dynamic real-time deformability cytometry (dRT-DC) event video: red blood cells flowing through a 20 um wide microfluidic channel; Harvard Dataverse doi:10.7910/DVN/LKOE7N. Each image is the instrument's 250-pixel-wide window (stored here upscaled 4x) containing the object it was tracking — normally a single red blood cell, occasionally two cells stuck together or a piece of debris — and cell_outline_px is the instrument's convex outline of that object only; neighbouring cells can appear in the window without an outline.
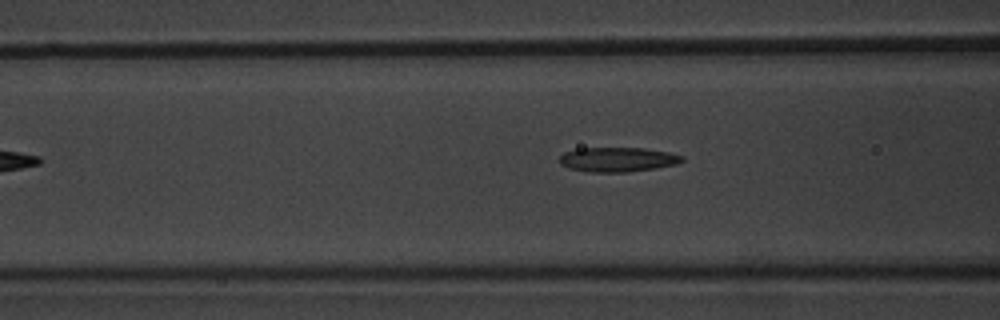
{"species": "common noctule bat (a hibernating species)", "species_latin": "Nyctalus noctula", "temperature_condition": "warm", "stored_images_in_passage": 35, "camera_frame_rate_fps": 3000, "um_per_image_px": 0.085, "animal": {"sex": "male", "body_mass_g": 20.1, "forearm_length_mm": 53.5}, "frame": {"image": 1, "passage_image": 10, "time_ms": 3.0, "image_size_px": [1000, 320], "cell_outline_px": [[684, 160], [676, 164], [656, 168], [628, 172], [588, 172], [568, 168], [560, 164], [560, 156], [564, 152], [576, 148], [644, 148], [668, 152], [684, 156]], "centroid_in_image_um": [52.48, 13.56], "position_along_channel_um": 114.1, "area_um2": 17.63}}
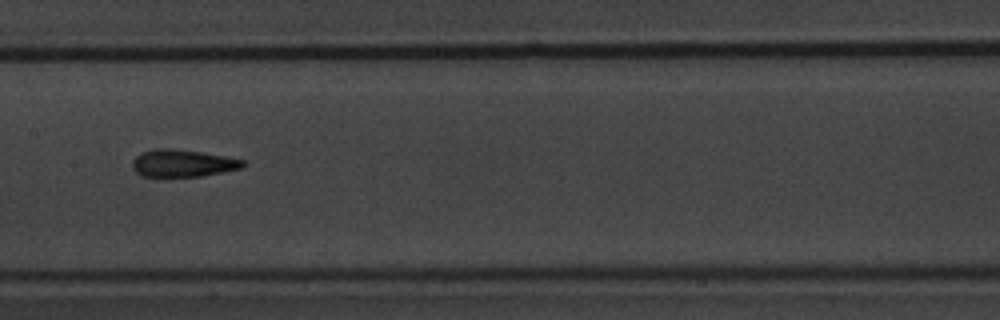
{"frame": {"image": 2, "passage_image": 16, "time_ms": 5.0, "image_size_px": [1000, 320], "cell_outline_px": [[248, 164], [244, 168], [200, 176], [140, 176], [132, 168], [132, 160], [140, 152], [152, 148], [168, 148], [200, 152], [224, 156], [244, 160]], "centroid_in_image_um": [15.52, 13.87], "position_along_channel_um": 191.9, "area_um2": 17.69}}
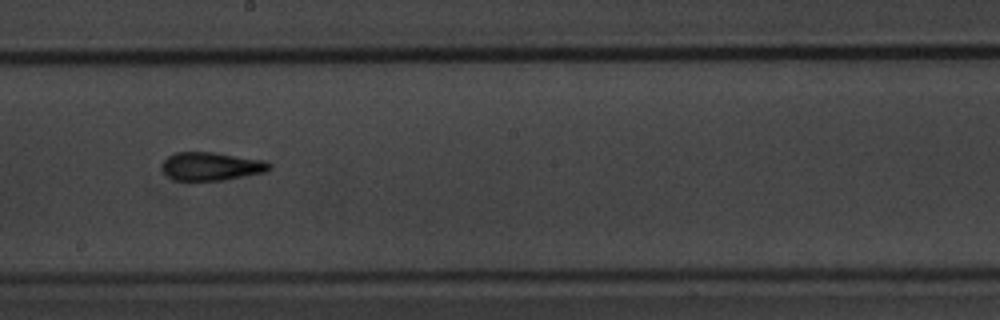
{"frame": {"image": 3, "passage_image": 19, "time_ms": 6.0, "image_size_px": [1000, 320], "cell_outline_px": [[272, 168], [264, 172], [224, 180], [172, 180], [164, 172], [164, 160], [168, 156], [176, 152], [216, 152], [264, 160], [272, 164]], "centroid_in_image_um": [17.99, 14.13], "position_along_channel_um": 230.2, "area_um2": 17.63}}